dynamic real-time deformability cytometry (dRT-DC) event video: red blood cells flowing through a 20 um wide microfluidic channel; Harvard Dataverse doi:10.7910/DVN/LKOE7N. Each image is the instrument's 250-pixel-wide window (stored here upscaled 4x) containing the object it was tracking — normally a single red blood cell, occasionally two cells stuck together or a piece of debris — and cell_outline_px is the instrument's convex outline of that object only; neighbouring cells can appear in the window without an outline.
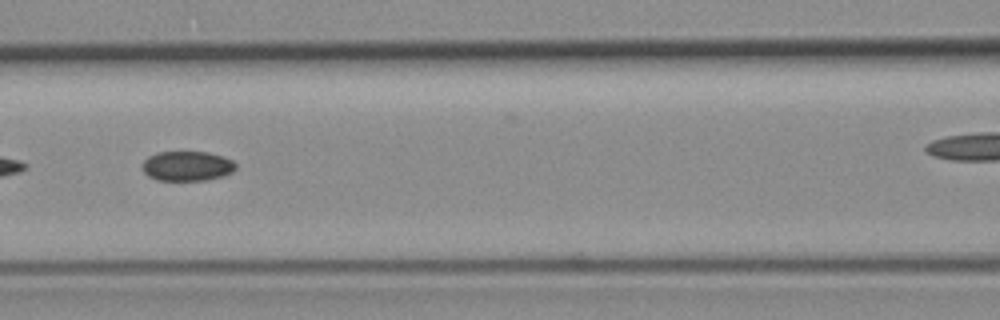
{"species": "common noctule bat (a hibernating species)", "species_latin": "Nyctalus noctula", "temperature_condition": "room temperature", "stored_images_in_passage": 7, "camera_frame_rate_fps": 3000, "um_per_image_px": 0.085, "animal": {"sex": "female", "body_mass_g": 19.3, "forearm_length_mm": 54.1}, "frame": {"image": 1, "passage_image": 4, "time_ms": 1.0, "image_size_px": [1000, 320], "cell_outline_px": [[236, 168], [232, 172], [224, 176], [204, 180], [156, 180], [148, 176], [144, 172], [144, 160], [148, 156], [160, 152], [208, 152], [232, 160], [236, 164]], "centroid_in_image_um": [15.92, 14.12], "position_along_channel_um": 150.7, "area_um2": 16.07}}
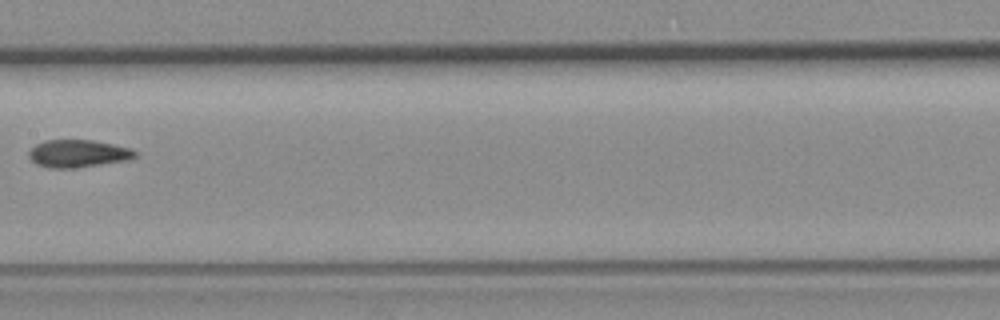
{"frame": {"image": 2, "passage_image": 6, "time_ms": 1.667, "image_size_px": [1000, 320], "cell_outline_px": [[136, 156], [128, 160], [72, 168], [52, 168], [36, 164], [28, 156], [28, 152], [36, 144], [44, 140], [92, 140], [132, 148], [136, 152]], "centroid_in_image_um": [6.62, 13.04], "position_along_channel_um": 200.8, "area_um2": 16.94}}
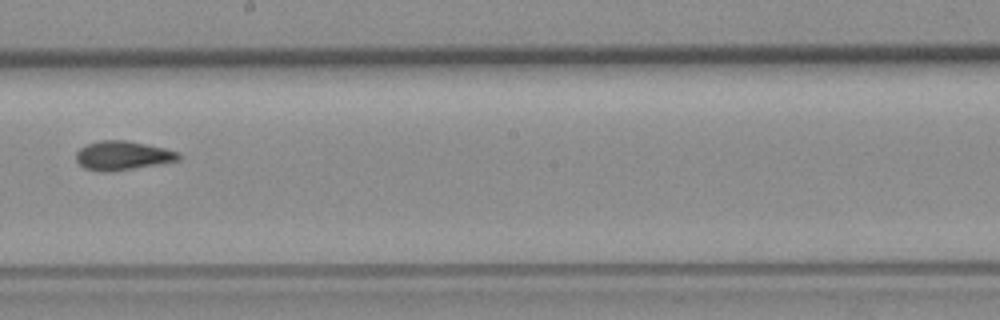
{"frame": {"image": 3, "passage_image": 7, "time_ms": 2.0, "image_size_px": [1000, 320], "cell_outline_px": [[180, 160], [128, 168], [84, 168], [76, 160], [76, 152], [80, 148], [88, 144], [100, 140], [128, 140], [164, 148], [180, 152]], "centroid_in_image_um": [10.46, 13.15], "position_along_channel_um": 237.7, "area_um2": 16.3}}